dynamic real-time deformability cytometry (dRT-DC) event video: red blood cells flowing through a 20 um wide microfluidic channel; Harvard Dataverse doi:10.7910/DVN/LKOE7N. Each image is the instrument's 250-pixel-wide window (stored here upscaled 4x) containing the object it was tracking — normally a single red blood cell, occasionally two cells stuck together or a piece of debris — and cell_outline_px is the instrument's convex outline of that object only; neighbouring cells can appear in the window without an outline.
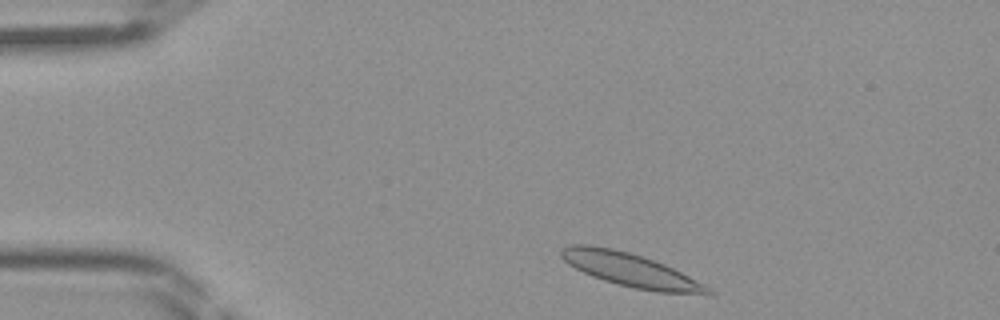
{"species": "Egyptian fruit bat (a non-hibernating species)", "species_latin": "Rousettus aegyptiacus", "temperature_condition": "room temperature", "stored_images_in_passage": 39, "camera_frame_rate_fps": 3000, "um_per_image_px": 0.085, "frame": {"image": 1, "passage_image": 2, "time_ms": 0.333, "image_size_px": [1000, 320], "cell_outline_px": [[712, 296], [656, 292], [616, 284], [592, 276], [568, 264], [560, 256], [560, 252], [564, 248], [572, 244], [588, 244], [612, 248], [628, 252], [664, 264], [704, 284], [712, 292]], "centroid_in_image_um": [53.62, 22.97], "position_along_channel_um": 31.4, "area_um2": 28.44}}
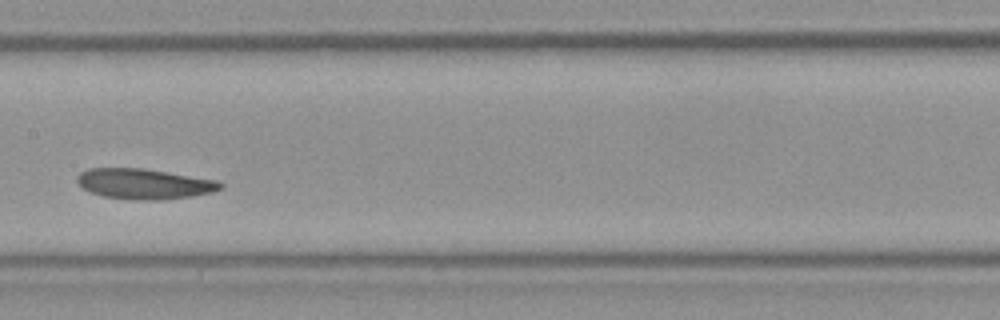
{"frame": {"image": 2, "passage_image": 17, "time_ms": 5.333, "image_size_px": [1000, 320], "cell_outline_px": [[224, 188], [212, 192], [192, 196], [164, 200], [136, 200], [104, 196], [92, 192], [84, 188], [76, 180], [76, 176], [80, 172], [88, 168], [144, 168], [216, 180], [224, 184]], "centroid_in_image_um": [12.28, 15.62], "position_along_channel_um": 195.1, "area_um2": 25.37}}
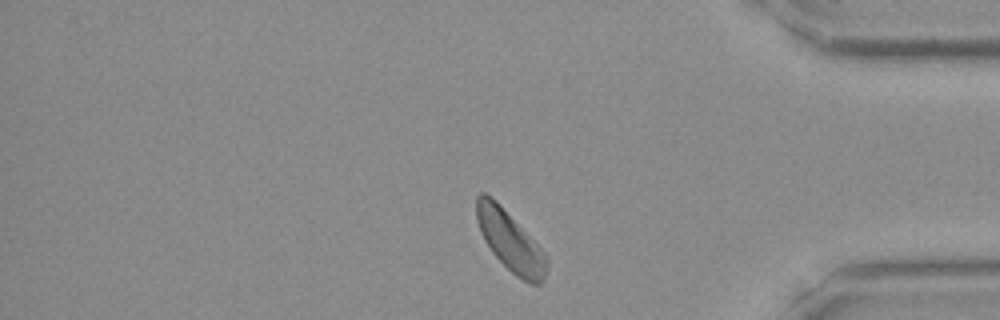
{"frame": {"image": 3, "passage_image": 32, "time_ms": 10.333, "image_size_px": [1000, 320], "cell_outline_px": [[548, 268], [544, 280], [540, 284], [532, 284], [516, 276], [492, 252], [484, 240], [480, 232], [476, 220], [476, 196], [480, 192], [484, 192], [492, 196], [500, 204], [544, 252], [548, 260]], "centroid_in_image_um": [43.35, 20.47], "position_along_channel_um": 391.9, "area_um2": 24.39}}